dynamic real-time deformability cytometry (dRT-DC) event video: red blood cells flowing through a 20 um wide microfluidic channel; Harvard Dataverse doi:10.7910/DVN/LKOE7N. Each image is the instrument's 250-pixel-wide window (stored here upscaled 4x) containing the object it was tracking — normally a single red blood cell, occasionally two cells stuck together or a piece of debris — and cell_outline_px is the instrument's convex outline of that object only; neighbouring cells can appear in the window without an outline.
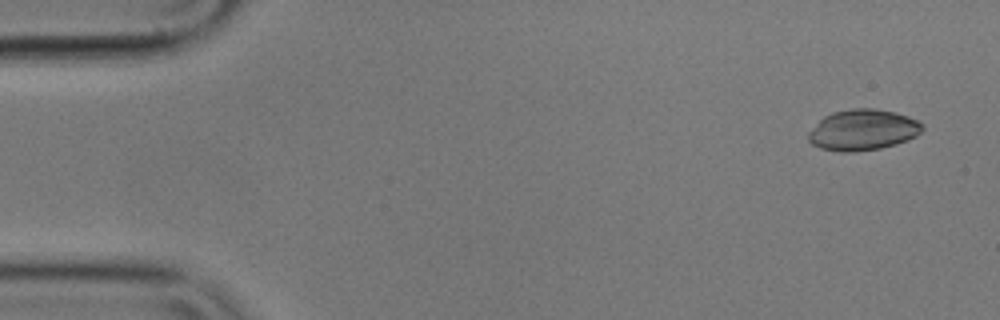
{"species": "common noctule bat (a hibernating species)", "species_latin": "Nyctalus noctula", "temperature_condition": "cold", "stored_images_in_passage": 54, "camera_frame_rate_fps": 3000, "um_per_image_px": 0.085, "animal": {"sex": "male", "body_mass_g": 17.9}, "frame": {"image": 1, "passage_image": 1, "time_ms": 0.0, "image_size_px": [1000, 320], "cell_outline_px": [[924, 128], [916, 136], [908, 140], [896, 144], [880, 148], [852, 152], [840, 152], [820, 148], [812, 144], [808, 140], [808, 132], [824, 116], [832, 112], [852, 108], [876, 108], [896, 112], [908, 116], [924, 124]], "centroid_in_image_um": [73.35, 11.04], "position_along_channel_um": 11.7, "area_um2": 27.34}}
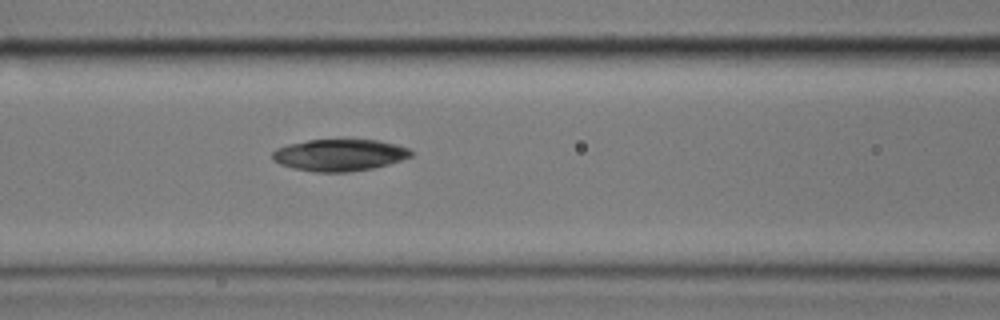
{"frame": {"image": 2, "passage_image": 21, "time_ms": 6.667, "image_size_px": [1000, 320], "cell_outline_px": [[412, 156], [388, 164], [372, 168], [348, 172], [316, 172], [296, 168], [280, 164], [272, 160], [272, 152], [276, 148], [288, 144], [308, 140], [376, 140], [396, 144], [408, 148], [412, 152]], "centroid_in_image_um": [28.84, 13.17], "position_along_channel_um": 137.8, "area_um2": 25.49}}
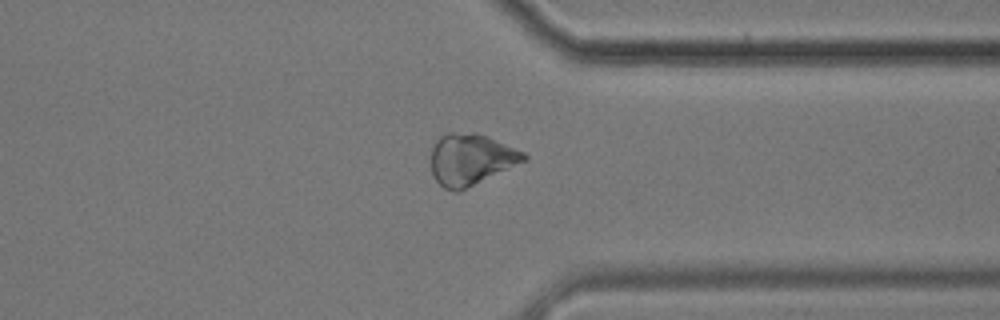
{"frame": {"image": 3, "passage_image": 41, "time_ms": 13.333, "image_size_px": [1000, 320], "cell_outline_px": [[528, 160], [456, 192], [452, 192], [444, 188], [432, 176], [432, 148], [436, 140], [440, 136], [448, 132], [476, 132], [488, 136], [524, 152], [528, 156]], "centroid_in_image_um": [40.02, 13.52], "position_along_channel_um": 371.4, "area_um2": 27.74}}